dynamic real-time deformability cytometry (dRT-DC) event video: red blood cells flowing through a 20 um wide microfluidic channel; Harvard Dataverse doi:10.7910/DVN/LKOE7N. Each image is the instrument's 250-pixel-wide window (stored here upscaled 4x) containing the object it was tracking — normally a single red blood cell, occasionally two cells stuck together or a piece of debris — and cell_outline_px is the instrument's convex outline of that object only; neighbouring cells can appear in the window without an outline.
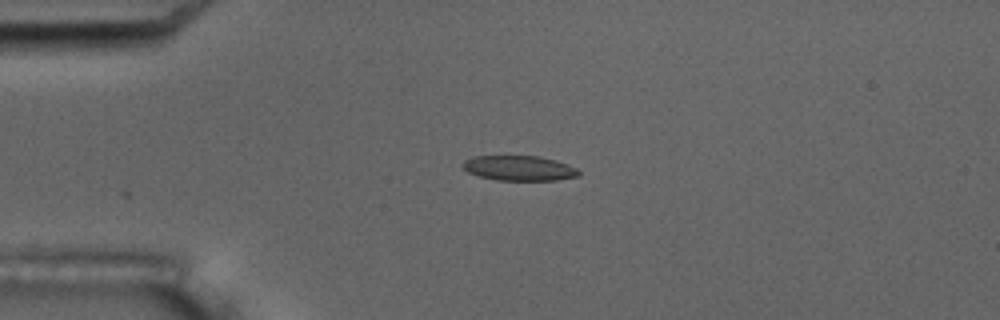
{"species": "common noctule bat (a hibernating species)", "species_latin": "Nyctalus noctula", "temperature_condition": "room temperature", "stored_images_in_passage": 4, "camera_frame_rate_fps": 3000, "um_per_image_px": 0.085, "animal": {"sex": "male", "body_mass_g": 17.5, "forearm_length_mm": 52.3}, "frame": {"image": 1, "passage_image": 4, "time_ms": 3.667, "image_size_px": [1000, 320], "cell_outline_px": [[580, 176], [556, 180], [496, 180], [480, 176], [468, 172], [460, 164], [464, 160], [472, 156], [540, 156], [556, 160], [568, 164], [576, 168], [580, 172]], "centroid_in_image_um": [44.13, 14.29], "position_along_channel_um": 40.9, "area_um2": 16.99}}